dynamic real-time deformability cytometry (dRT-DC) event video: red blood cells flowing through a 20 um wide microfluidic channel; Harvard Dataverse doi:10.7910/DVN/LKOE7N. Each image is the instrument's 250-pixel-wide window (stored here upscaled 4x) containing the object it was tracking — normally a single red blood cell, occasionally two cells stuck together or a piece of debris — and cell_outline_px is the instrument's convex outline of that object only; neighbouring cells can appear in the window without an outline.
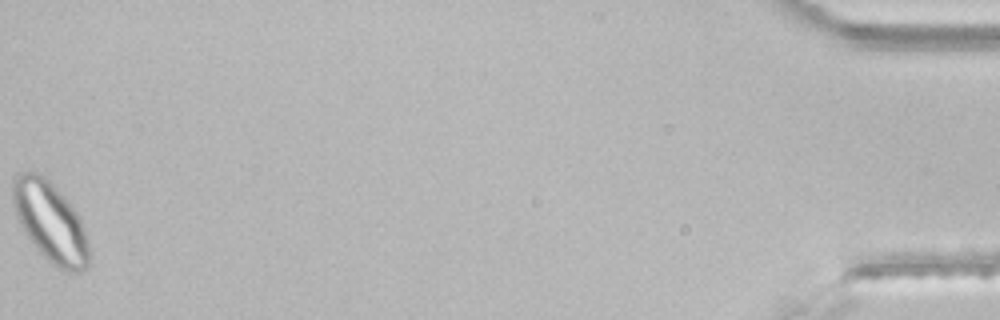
{"species": "common noctule bat (a hibernating species)", "species_latin": "Nyctalus noctula", "temperature_condition": "room temperature", "stored_images_in_passage": 42, "segment_of_instrument_passage": [2, 2], "camera_frame_rate_fps": 3000, "um_per_image_px": 0.085, "animal": {"sex": "male", "body_mass_g": 21.5, "forearm_length_mm": 52.0}, "frame": {"image": 1, "passage_image": 42, "time_ms": 13.667, "image_size_px": [1000, 320], "cell_outline_px": [[92, 256], [88, 264], [80, 272], [64, 272], [52, 264], [40, 252], [24, 232], [16, 216], [12, 204], [12, 176], [16, 172], [36, 172], [48, 180], [72, 204], [84, 228], [92, 252]], "centroid_in_image_um": [4.28, 18.87], "position_along_channel_um": 430.9, "area_um2": 36.01}}